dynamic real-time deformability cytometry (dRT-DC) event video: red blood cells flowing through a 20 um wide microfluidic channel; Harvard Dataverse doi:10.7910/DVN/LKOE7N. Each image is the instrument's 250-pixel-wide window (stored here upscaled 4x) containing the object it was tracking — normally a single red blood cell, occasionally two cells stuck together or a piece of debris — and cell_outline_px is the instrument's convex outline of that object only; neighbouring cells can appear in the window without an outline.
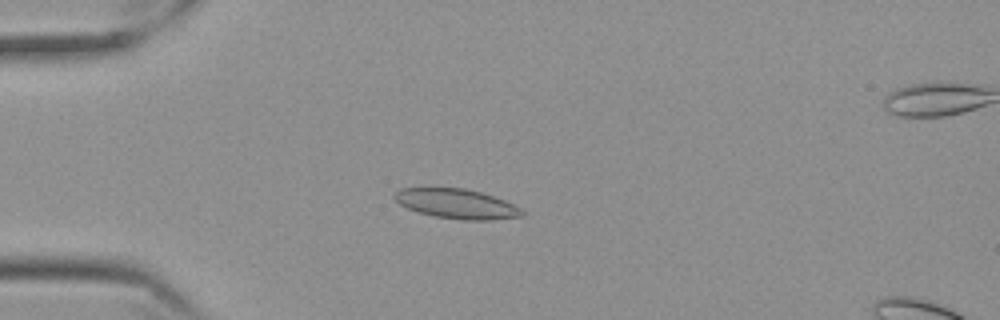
{"species": "Egyptian fruit bat (a non-hibernating species)", "species_latin": "Rousettus aegyptiacus", "temperature_condition": "cold", "stored_images_in_passage": 58, "camera_frame_rate_fps": 3000, "um_per_image_px": 0.085, "frame": {"image": 1, "passage_image": 15, "time_ms": 4.667, "image_size_px": [1000, 320], "cell_outline_px": [[524, 216], [488, 220], [460, 220], [436, 216], [420, 212], [408, 208], [400, 204], [392, 196], [400, 188], [464, 188], [480, 192], [504, 200], [520, 208], [524, 212]], "centroid_in_image_um": [38.82, 17.32], "position_along_channel_um": 46.2, "area_um2": 21.79}}
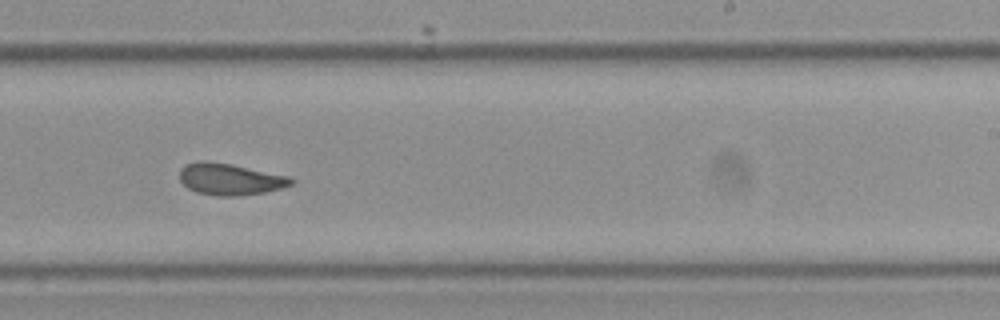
{"frame": {"image": 2, "passage_image": 36, "time_ms": 11.667, "image_size_px": [1000, 320], "cell_outline_px": [[296, 180], [292, 184], [280, 188], [264, 192], [236, 196], [216, 196], [196, 192], [188, 188], [180, 180], [180, 168], [184, 164], [200, 160], [208, 160], [288, 176]], "centroid_in_image_um": [19.5, 15.23], "position_along_channel_um": 269.5, "area_um2": 20.4}}
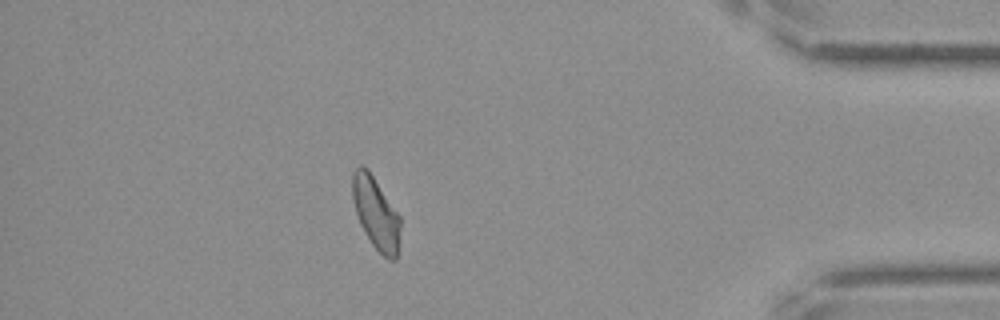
{"frame": {"image": 3, "passage_image": 51, "time_ms": 16.667, "image_size_px": [1000, 320], "cell_outline_px": [[400, 240], [396, 260], [388, 260], [372, 244], [360, 224], [356, 212], [352, 196], [352, 172], [360, 164], [368, 168], [400, 216]], "centroid_in_image_um": [31.96, 18.11], "position_along_channel_um": 403.2, "area_um2": 20.17}, "authors_computed_cell_mechanics": {"area_um2": 20.7502, "velocity_mm_per_s": 3.4702, "shape_relaxation_time_tau1_ms": 9.4389, "shape_relaxation_time_tau2_ms": 1.8845, "deformation_change_tau1": 0.171, "deformation_change_tau2": 0.0752}}